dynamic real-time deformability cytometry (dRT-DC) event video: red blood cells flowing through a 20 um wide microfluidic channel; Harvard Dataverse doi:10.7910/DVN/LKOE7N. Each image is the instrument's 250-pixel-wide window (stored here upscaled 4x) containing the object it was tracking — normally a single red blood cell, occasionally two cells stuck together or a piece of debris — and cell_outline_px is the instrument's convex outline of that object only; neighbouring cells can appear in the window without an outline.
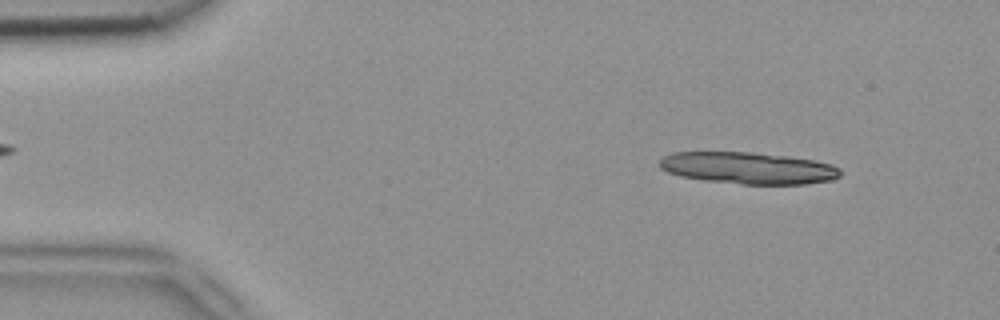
{"species": "common noctule bat (a hibernating species)", "species_latin": "Nyctalus noctula", "temperature_condition": "room temperature", "stored_images_in_passage": 10, "camera_frame_rate_fps": 3000, "um_per_image_px": 0.085, "animal": {"sex": "female", "body_mass_g": 18.4}, "frame": {"image": 1, "passage_image": 1, "time_ms": 0.0, "image_size_px": [1000, 320], "cell_outline_px": [[840, 176], [832, 180], [804, 184], [740, 184], [704, 180], [680, 176], [668, 172], [660, 168], [660, 160], [664, 156], [672, 152], [752, 152], [788, 156], [812, 160], [832, 164], [840, 168]], "centroid_in_image_um": [63.6, 14.28], "position_along_channel_um": 21.4, "area_um2": 33.52}}